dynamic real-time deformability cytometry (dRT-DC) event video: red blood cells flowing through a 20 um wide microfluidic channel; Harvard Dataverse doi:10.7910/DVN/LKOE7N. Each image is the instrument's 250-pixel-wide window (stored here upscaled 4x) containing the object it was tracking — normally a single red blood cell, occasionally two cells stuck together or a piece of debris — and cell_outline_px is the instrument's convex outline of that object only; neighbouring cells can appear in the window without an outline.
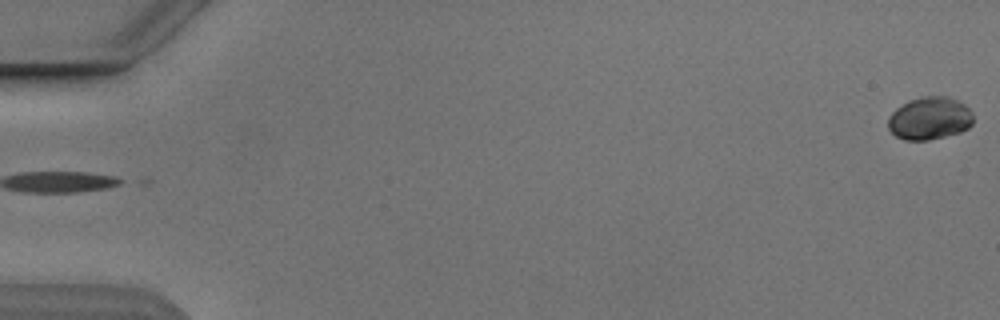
{"species": "Egyptian fruit bat (a non-hibernating species)", "species_latin": "Rousettus aegyptiacus", "temperature_condition": "cold", "stored_images_in_passage": 3, "camera_frame_rate_fps": 3000, "um_per_image_px": 0.085, "animal": {"sex": "male"}, "frame": {"image": 1, "passage_image": 3, "time_ms": 2.333, "image_size_px": [1000, 320], "cell_outline_px": [[972, 124], [968, 128], [960, 132], [928, 140], [904, 140], [896, 136], [888, 128], [888, 116], [896, 108], [908, 100], [924, 96], [948, 96], [964, 104], [972, 112]], "centroid_in_image_um": [79.0, 10.05], "position_along_channel_um": 6.0, "area_um2": 21.21}}